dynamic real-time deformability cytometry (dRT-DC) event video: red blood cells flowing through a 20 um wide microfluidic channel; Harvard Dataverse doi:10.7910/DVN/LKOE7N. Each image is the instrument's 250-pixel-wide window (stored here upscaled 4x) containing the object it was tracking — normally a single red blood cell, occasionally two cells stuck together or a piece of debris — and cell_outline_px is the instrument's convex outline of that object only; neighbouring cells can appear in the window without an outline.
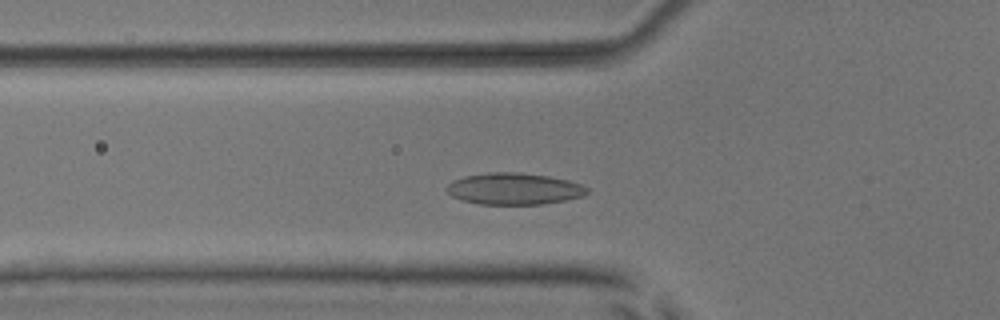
{"species": "common noctule bat (a hibernating species)", "species_latin": "Nyctalus noctula", "temperature_condition": "room temperature", "stored_images_in_passage": 44, "segment_of_instrument_passage": [1, 2], "camera_frame_rate_fps": 3000, "um_per_image_px": 0.085, "animal": {"sex": "male", "body_mass_g": 17.9, "forearm_length_mm": 54.2}, "frame": {"image": 1, "passage_image": 9, "time_ms": 2.667, "image_size_px": [1000, 320], "cell_outline_px": [[588, 192], [584, 196], [564, 200], [540, 204], [480, 204], [464, 200], [452, 196], [444, 188], [452, 180], [464, 176], [488, 172], [520, 172], [548, 176], [568, 180], [580, 184], [588, 188]], "centroid_in_image_um": [43.68, 16.03], "position_along_channel_um": 82.1, "area_um2": 25.84}}
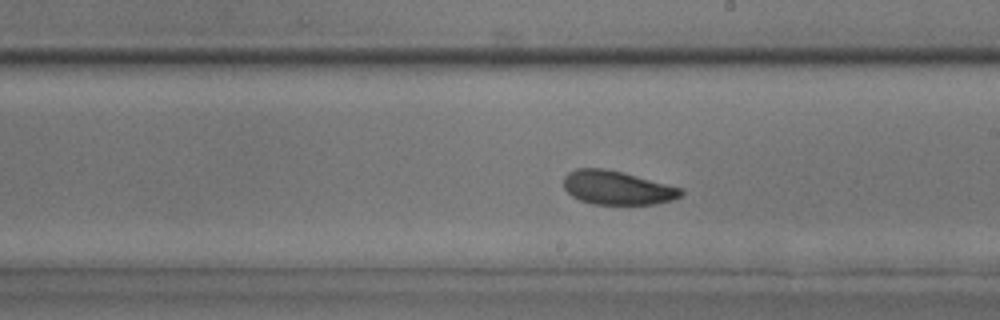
{"frame": {"image": 2, "passage_image": 21, "time_ms": 6.667, "image_size_px": [1000, 320], "cell_outline_px": [[684, 192], [680, 196], [672, 200], [652, 204], [592, 204], [580, 200], [572, 196], [564, 188], [564, 176], [568, 172], [576, 168], [604, 168], [684, 188]], "centroid_in_image_um": [52.45, 15.96], "position_along_channel_um": 236.6, "area_um2": 23.0}}
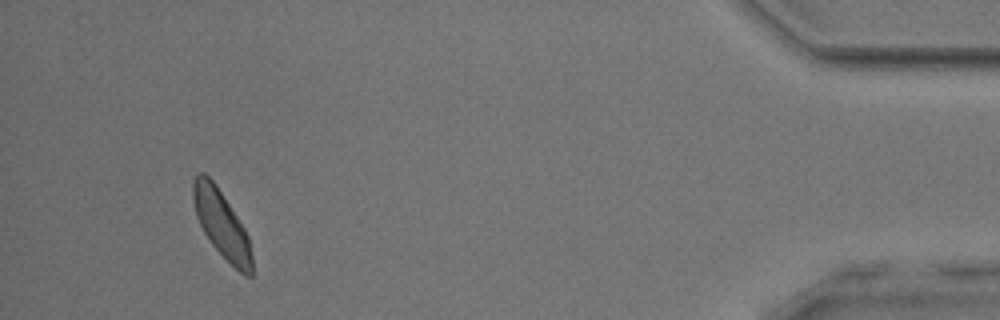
{"frame": {"image": 3, "passage_image": 40, "time_ms": 13.0, "image_size_px": [1000, 320], "cell_outline_px": [[252, 276], [244, 276], [212, 244], [204, 232], [196, 216], [192, 200], [192, 180], [200, 172], [204, 172], [216, 184], [244, 228], [248, 236], [252, 256]], "centroid_in_image_um": [18.81, 19.01], "position_along_channel_um": 416.4, "area_um2": 22.72}}